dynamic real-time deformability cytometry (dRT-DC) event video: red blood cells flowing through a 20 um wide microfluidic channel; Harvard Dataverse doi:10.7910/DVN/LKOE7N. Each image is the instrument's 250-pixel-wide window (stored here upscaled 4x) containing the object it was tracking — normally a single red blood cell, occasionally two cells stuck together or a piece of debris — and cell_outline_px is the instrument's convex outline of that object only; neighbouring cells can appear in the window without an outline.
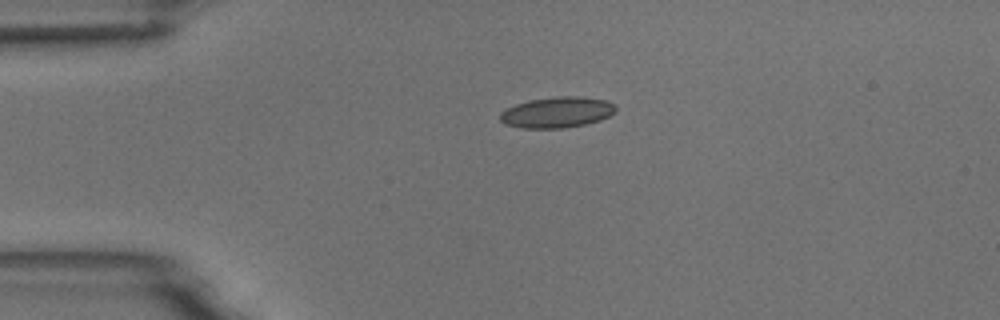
{"species": "common noctule bat (a hibernating species)", "species_latin": "Nyctalus noctula", "temperature_condition": "room temperature", "stored_images_in_passage": 21, "camera_frame_rate_fps": 3000, "um_per_image_px": 0.085, "animal": {"sex": "male", "body_mass_g": 18.8}, "frame": {"image": 1, "passage_image": 1, "time_ms": 0.0, "image_size_px": [1000, 320], "cell_outline_px": [[616, 112], [600, 120], [588, 124], [564, 128], [520, 128], [504, 124], [500, 120], [500, 112], [516, 104], [528, 100], [560, 96], [576, 96], [604, 100], [616, 104]], "centroid_in_image_um": [47.35, 9.56], "position_along_channel_um": 37.7, "area_um2": 20.87}}
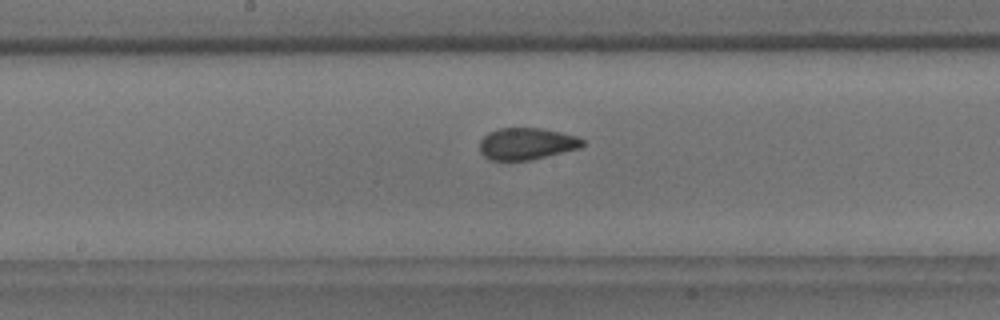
{"frame": {"image": 2, "passage_image": 17, "time_ms": 5.333, "image_size_px": [1000, 320], "cell_outline_px": [[584, 144], [580, 148], [532, 160], [488, 160], [480, 152], [480, 140], [488, 132], [500, 128], [544, 128], [576, 136], [584, 140]], "centroid_in_image_um": [44.76, 12.22], "position_along_channel_um": 203.4, "area_um2": 19.19}}
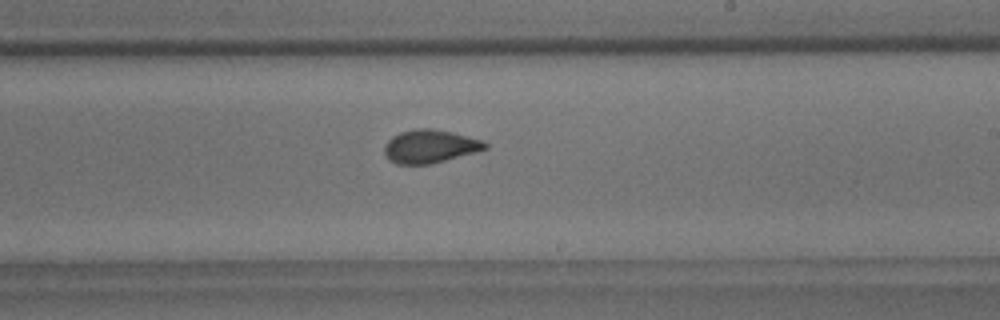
{"frame": {"image": 3, "passage_image": 21, "time_ms": 6.667, "image_size_px": [1000, 320], "cell_outline_px": [[488, 148], [444, 160], [428, 164], [396, 164], [388, 160], [384, 152], [384, 144], [392, 136], [400, 132], [416, 128], [432, 128], [452, 132], [484, 140], [488, 144]], "centroid_in_image_um": [36.51, 12.42], "position_along_channel_um": 252.5, "area_um2": 19.48}}